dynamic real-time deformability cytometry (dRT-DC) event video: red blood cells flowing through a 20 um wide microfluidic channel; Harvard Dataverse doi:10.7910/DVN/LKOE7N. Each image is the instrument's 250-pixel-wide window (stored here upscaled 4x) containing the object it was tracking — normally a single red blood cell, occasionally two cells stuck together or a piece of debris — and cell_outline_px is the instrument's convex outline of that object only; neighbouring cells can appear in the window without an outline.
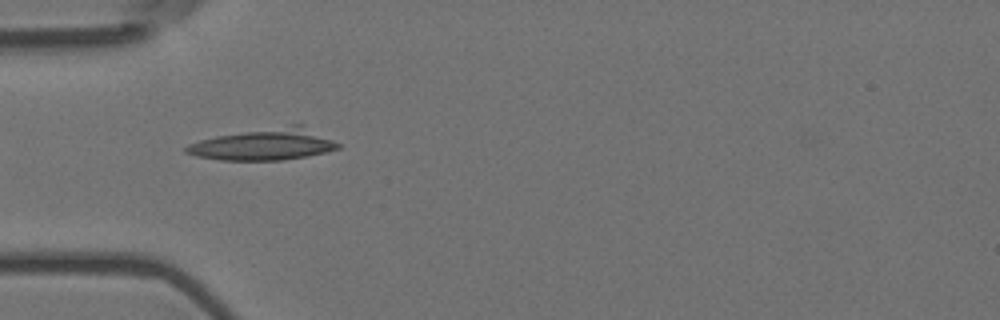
{"species": "Egyptian fruit bat (a non-hibernating species)", "species_latin": "Rousettus aegyptiacus", "temperature_condition": "room temperature", "stored_images_in_passage": 4, "camera_frame_rate_fps": 3000, "um_per_image_px": 0.085, "animal": {"sex": "female"}, "frame": {"image": 1, "passage_image": 3, "time_ms": 0.667, "image_size_px": [1000, 320], "cell_outline_px": [[340, 148], [324, 152], [284, 160], [220, 160], [196, 156], [184, 152], [184, 148], [188, 144], [200, 140], [216, 136], [292, 124], [300, 124], [340, 144]], "centroid_in_image_um": [22.41, 12.28], "position_along_channel_um": 62.6, "area_um2": 27.4}}
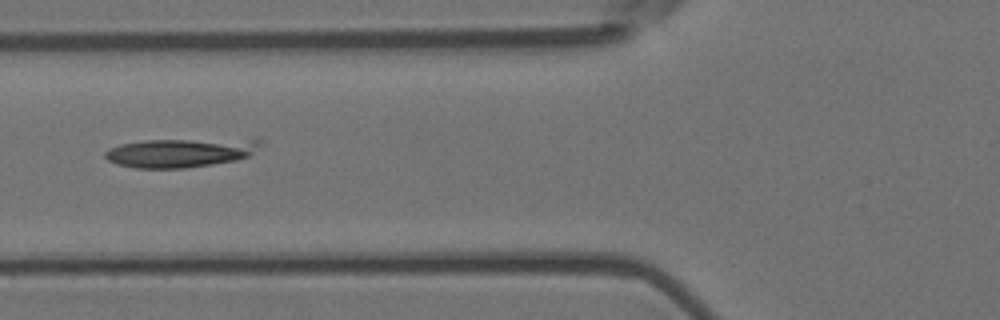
{"frame": {"image": 2, "passage_image": 4, "time_ms": 1.0, "image_size_px": [1000, 320], "cell_outline_px": [[260, 144], [248, 156], [236, 160], [212, 164], [184, 168], [136, 168], [116, 164], [108, 160], [104, 156], [104, 152], [120, 144], [144, 140], [256, 136], [260, 140]], "centroid_in_image_um": [15.45, 12.92], "position_along_channel_um": 110.4, "area_um2": 27.17}}